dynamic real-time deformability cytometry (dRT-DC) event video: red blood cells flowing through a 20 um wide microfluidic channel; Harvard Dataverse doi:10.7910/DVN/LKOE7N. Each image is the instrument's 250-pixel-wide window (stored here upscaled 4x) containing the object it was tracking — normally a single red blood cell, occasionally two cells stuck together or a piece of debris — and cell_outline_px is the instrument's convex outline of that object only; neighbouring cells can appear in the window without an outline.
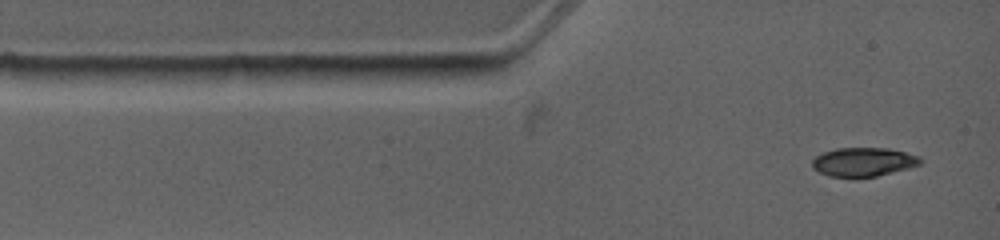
{"species": "common noctule bat (a hibernating species)", "species_latin": "Nyctalus noctula", "temperature_condition": "warm", "stored_images_in_passage": 2, "camera_frame_rate_fps": 4500, "um_per_image_px": 0.085, "animal": {"sex": "female", "body_mass_g": 19.0, "forearm_length_mm": 53.3}, "frame": {"image": 1, "passage_image": 1, "time_ms": 0.0, "image_size_px": [1000, 240], "cell_outline_px": [[924, 160], [920, 164], [908, 168], [876, 176], [852, 180], [828, 176], [812, 168], [812, 160], [816, 156], [824, 152], [836, 148], [888, 148], [920, 156]], "centroid_in_image_um": [73.36, 13.8], "position_along_channel_um": 11.6, "area_um2": 18.67}}